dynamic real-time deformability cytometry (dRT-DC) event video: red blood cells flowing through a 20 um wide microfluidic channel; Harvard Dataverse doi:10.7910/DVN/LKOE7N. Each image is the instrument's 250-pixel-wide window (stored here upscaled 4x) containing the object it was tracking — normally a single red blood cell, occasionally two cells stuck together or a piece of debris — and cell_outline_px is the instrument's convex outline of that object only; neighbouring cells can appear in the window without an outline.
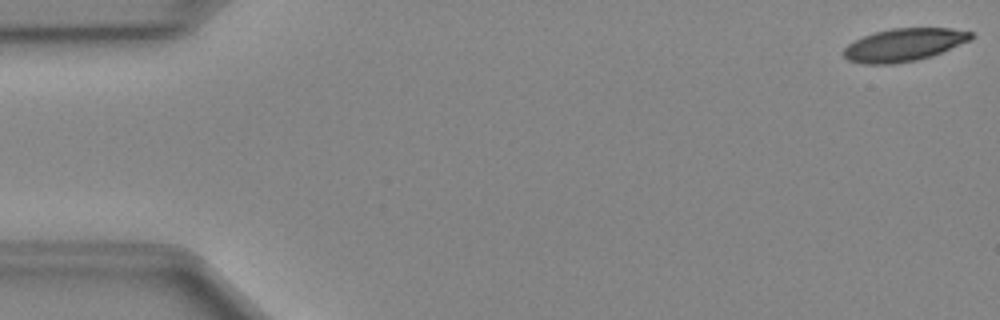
{"species": "Egyptian fruit bat (a non-hibernating species)", "species_latin": "Rousettus aegyptiacus", "temperature_condition": "cold", "stored_images_in_passage": 50, "camera_frame_rate_fps": 3000, "um_per_image_px": 0.085, "animal": {"sex": "female"}, "frame": {"image": 1, "passage_image": 1, "time_ms": 0.0, "image_size_px": [1000, 320], "cell_outline_px": [[976, 36], [972, 40], [932, 56], [916, 60], [892, 64], [864, 64], [848, 60], [840, 52], [848, 44], [864, 36], [876, 32], [892, 28], [952, 28], [972, 32]], "centroid_in_image_um": [76.86, 3.81], "position_along_channel_um": 8.1, "area_um2": 24.51}}
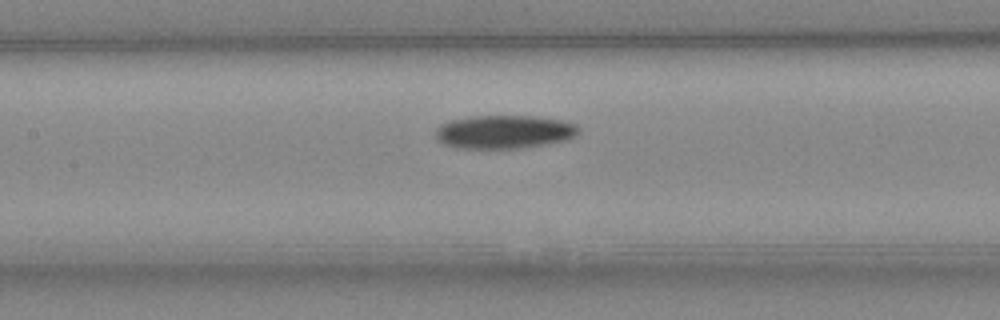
{"frame": {"image": 2, "passage_image": 23, "time_ms": 7.333, "image_size_px": [1000, 320], "cell_outline_px": [[580, 132], [564, 140], [548, 144], [520, 148], [456, 148], [444, 144], [436, 140], [436, 128], [440, 124], [452, 120], [472, 116], [532, 116], [564, 120], [576, 124], [580, 128]], "centroid_in_image_um": [42.85, 11.21], "position_along_channel_um": 164.6, "area_um2": 27.92}}
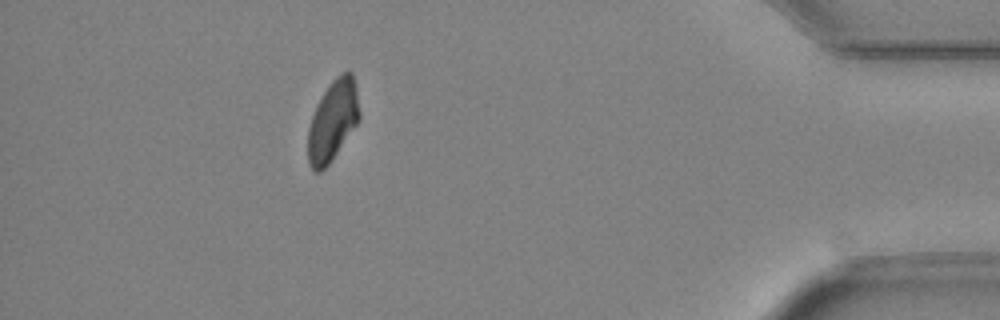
{"frame": {"image": 3, "passage_image": 45, "time_ms": 14.667, "image_size_px": [1000, 320], "cell_outline_px": [[360, 120], [332, 160], [320, 172], [316, 172], [312, 168], [308, 160], [308, 128], [316, 104], [332, 80], [336, 76], [344, 72], [352, 72], [356, 88], [360, 112]], "centroid_in_image_um": [28.29, 10.26], "position_along_channel_um": 406.9, "area_um2": 24.1}, "authors_computed_cell_mechanics": {"area_um2": 26.0967, "velocity_mm_per_s": 4.0155, "shape_relaxation_time_tau1_ms": 5.2427, "shape_relaxation_time_tau2_ms": null, "deformation_change_tau1": 0.1446, "deformation_change_tau2": null}}